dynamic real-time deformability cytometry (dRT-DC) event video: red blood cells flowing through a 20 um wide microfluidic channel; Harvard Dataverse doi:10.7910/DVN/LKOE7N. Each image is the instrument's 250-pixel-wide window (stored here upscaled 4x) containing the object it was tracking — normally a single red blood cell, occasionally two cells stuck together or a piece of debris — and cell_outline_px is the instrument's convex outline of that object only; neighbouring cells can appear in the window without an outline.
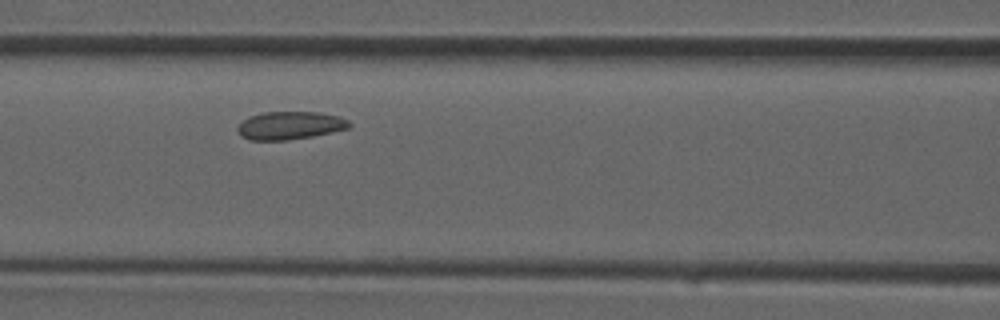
{"species": "common noctule bat (a hibernating species)", "species_latin": "Nyctalus noctula", "temperature_condition": "room temperature", "stored_images_in_passage": 25, "camera_frame_rate_fps": 3000, "um_per_image_px": 0.085, "animal": {"sex": "male", "forearm_length_mm": 52.5}, "frame": {"image": 1, "passage_image": 8, "time_ms": 2.333, "image_size_px": [1000, 320], "cell_outline_px": [[352, 124], [348, 128], [332, 132], [312, 136], [288, 140], [248, 140], [240, 136], [236, 128], [248, 116], [264, 112], [320, 112], [340, 116], [348, 120]], "centroid_in_image_um": [24.64, 10.66], "position_along_channel_um": 142.0, "area_um2": 18.32}}
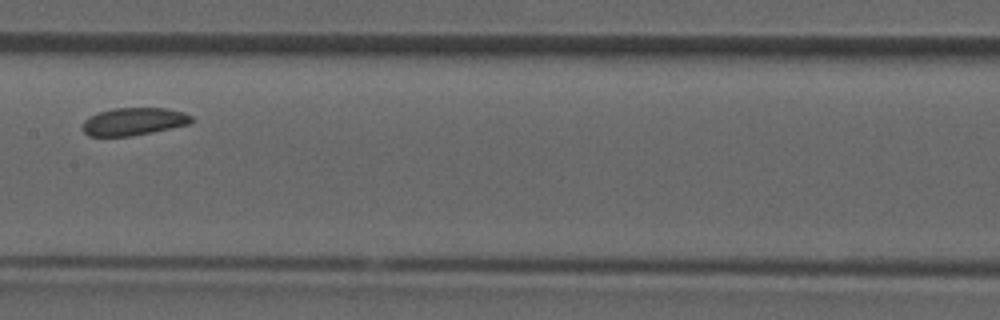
{"frame": {"image": 2, "passage_image": 11, "time_ms": 3.333, "image_size_px": [1000, 320], "cell_outline_px": [[196, 120], [188, 124], [152, 132], [128, 136], [88, 136], [80, 128], [84, 120], [100, 112], [112, 108], [164, 108], [184, 112], [192, 116]], "centroid_in_image_um": [11.36, 10.33], "position_along_channel_um": 196.0, "area_um2": 17.51}}